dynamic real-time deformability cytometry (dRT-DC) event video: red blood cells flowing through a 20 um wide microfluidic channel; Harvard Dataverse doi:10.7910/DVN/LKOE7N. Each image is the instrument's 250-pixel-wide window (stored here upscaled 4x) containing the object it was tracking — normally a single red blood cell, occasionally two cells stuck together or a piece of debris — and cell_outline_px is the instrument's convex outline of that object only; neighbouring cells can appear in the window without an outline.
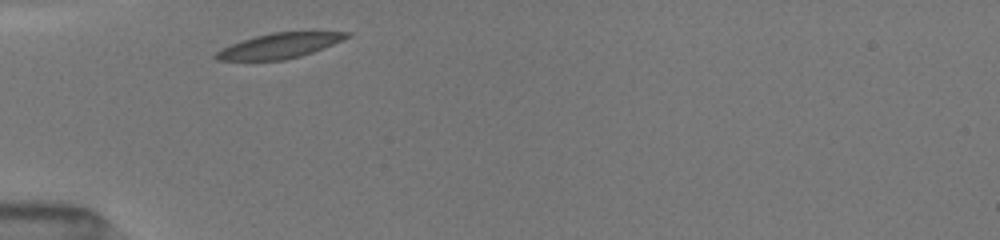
{"species": "common noctule bat (a hibernating species)", "species_latin": "Nyctalus noctula", "temperature_condition": "room temperature", "stored_images_in_passage": 25, "camera_frame_rate_fps": 3000, "um_per_image_px": 0.085, "animal": {"sex": "female", "body_mass_g": 19.5, "forearm_length_mm": 54.1}, "frame": {"image": 1, "passage_image": 1, "time_ms": 0.0, "image_size_px": [1000, 240], "cell_outline_px": [[352, 36], [312, 52], [300, 56], [284, 60], [216, 60], [212, 56], [220, 48], [240, 40], [272, 32], [352, 32]], "centroid_in_image_um": [23.7, 3.89], "position_along_channel_um": 61.3, "area_um2": 19.07}}
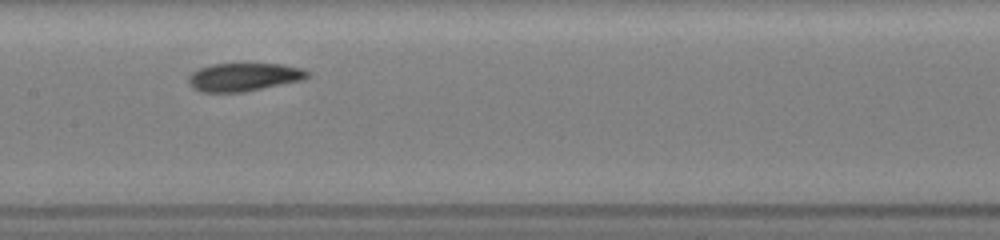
{"frame": {"image": 2, "passage_image": 10, "time_ms": 3.333, "image_size_px": [1000, 240], "cell_outline_px": [[308, 76], [304, 80], [244, 92], [200, 92], [192, 88], [188, 84], [188, 76], [192, 72], [200, 68], [212, 64], [280, 64], [304, 68], [308, 72]], "centroid_in_image_um": [20.71, 6.56], "position_along_channel_um": 186.7, "area_um2": 19.65}}
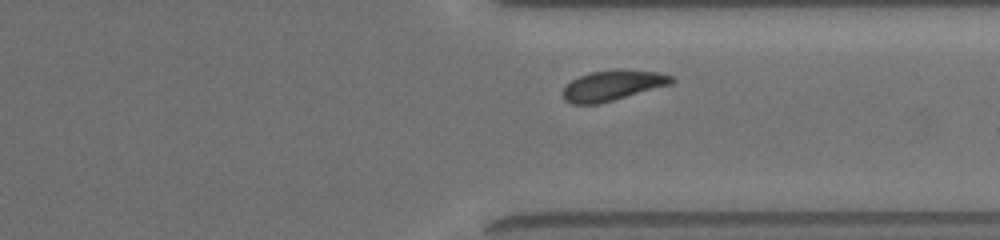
{"frame": {"image": 3, "passage_image": 22, "time_ms": 7.667, "image_size_px": [1000, 240], "cell_outline_px": [[676, 80], [672, 84], [612, 100], [596, 104], [572, 104], [564, 100], [564, 88], [572, 80], [580, 76], [592, 72], [616, 68], [624, 68], [656, 72], [672, 76]], "centroid_in_image_um": [52.11, 7.24], "position_along_channel_um": 359.3, "area_um2": 19.13}, "authors_computed_cell_mechanics": {"area_um2": 19.652, "velocity_mm_per_s": 3.9845, "shape_relaxation_time_tau1_ms": 3.0586, "shape_relaxation_time_tau2_ms": 3.0599, "deformation_change_tau1": 0.1141, "deformation_change_tau2": 0.0827}}